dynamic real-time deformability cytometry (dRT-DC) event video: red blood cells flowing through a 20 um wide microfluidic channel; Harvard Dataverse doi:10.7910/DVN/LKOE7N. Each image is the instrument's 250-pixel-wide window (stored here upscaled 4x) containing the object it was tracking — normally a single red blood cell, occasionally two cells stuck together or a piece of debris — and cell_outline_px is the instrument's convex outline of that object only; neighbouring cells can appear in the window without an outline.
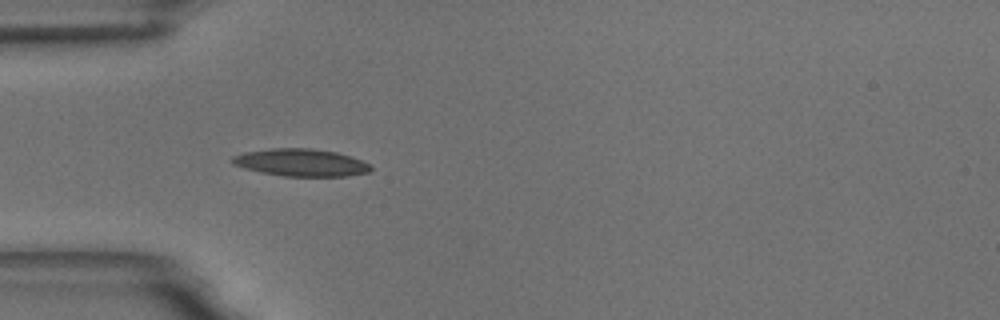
{"species": "common noctule bat (a hibernating species)", "species_latin": "Nyctalus noctula", "temperature_condition": "room temperature", "stored_images_in_passage": 10, "camera_frame_rate_fps": 3000, "um_per_image_px": 0.085, "animal": {"sex": "male", "body_mass_g": 18.8}, "frame": {"image": 1, "passage_image": 4, "time_ms": 1.0, "image_size_px": [1000, 320], "cell_outline_px": [[372, 168], [368, 172], [348, 176], [284, 176], [260, 172], [244, 168], [232, 164], [228, 160], [232, 156], [244, 152], [272, 148], [312, 148], [336, 152], [372, 164]], "centroid_in_image_um": [25.54, 13.81], "position_along_channel_um": 59.5, "area_um2": 22.2}}
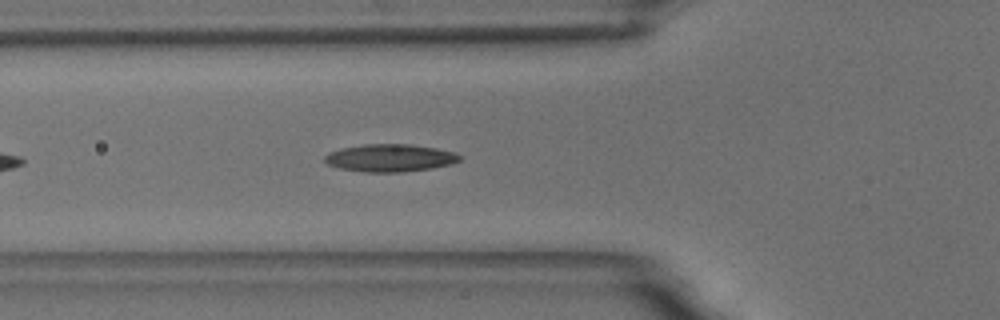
{"frame": {"image": 2, "passage_image": 7, "time_ms": 2.0, "image_size_px": [1000, 320], "cell_outline_px": [[460, 160], [452, 164], [432, 168], [404, 172], [364, 172], [340, 168], [328, 164], [324, 160], [324, 156], [328, 152], [340, 148], [364, 144], [412, 144], [436, 148], [456, 152], [460, 156]], "centroid_in_image_um": [33.15, 13.42], "position_along_channel_um": 92.6, "area_um2": 21.85}}